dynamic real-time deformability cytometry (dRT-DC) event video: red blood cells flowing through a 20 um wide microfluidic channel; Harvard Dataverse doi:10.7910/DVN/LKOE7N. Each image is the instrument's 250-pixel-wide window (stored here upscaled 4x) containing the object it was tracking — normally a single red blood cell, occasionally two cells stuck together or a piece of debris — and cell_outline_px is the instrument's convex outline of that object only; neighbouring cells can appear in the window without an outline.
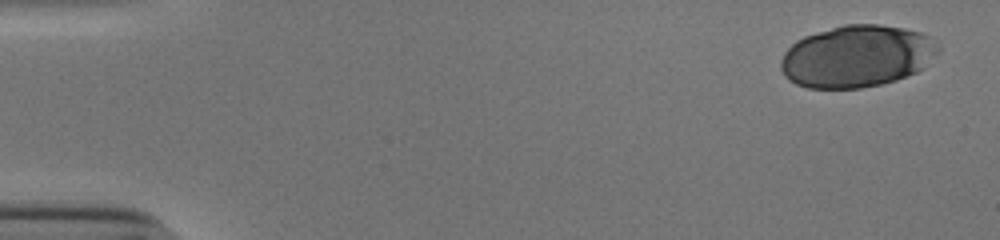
{"species": "human", "species_latin": "Homo sapiens", "temperature_condition": "cold", "stored_images_in_passage": 43, "camera_frame_rate_fps": 3000, "um_per_image_px": 0.085, "donor": {"sex": "male"}, "frame": {"image": 1, "passage_image": 1, "time_ms": 0.0, "image_size_px": [1000, 240], "cell_outline_px": [[940, 52], [924, 68], [916, 72], [896, 80], [880, 84], [860, 88], [808, 88], [796, 84], [788, 80], [784, 76], [780, 68], [780, 60], [784, 52], [796, 40], [804, 36], [816, 32], [844, 24], [880, 24], [904, 28], [920, 32], [928, 36], [940, 48]], "centroid_in_image_um": [72.82, 4.78], "position_along_channel_um": 12.2, "area_um2": 57.22}}